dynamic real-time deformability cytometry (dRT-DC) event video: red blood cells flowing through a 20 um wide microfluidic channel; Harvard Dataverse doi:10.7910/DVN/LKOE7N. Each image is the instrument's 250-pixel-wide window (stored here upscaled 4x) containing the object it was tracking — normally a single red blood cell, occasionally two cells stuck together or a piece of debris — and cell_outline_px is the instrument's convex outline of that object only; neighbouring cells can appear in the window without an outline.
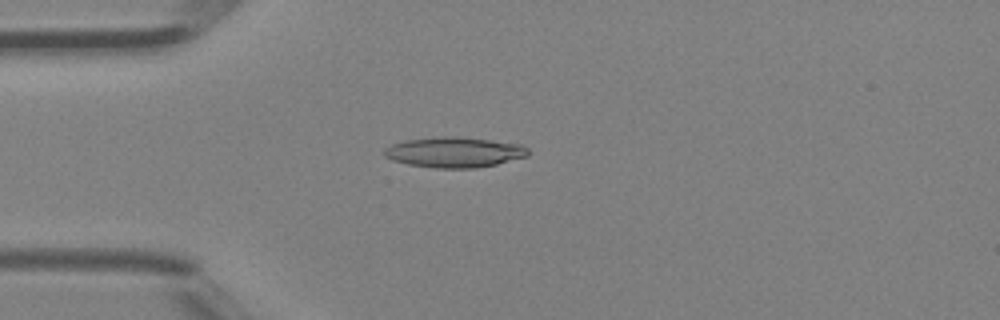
{"species": "Egyptian fruit bat (a non-hibernating species)", "species_latin": "Rousettus aegyptiacus", "temperature_condition": "room temperature", "stored_images_in_passage": 5, "camera_frame_rate_fps": 3000, "um_per_image_px": 0.085, "animal": {"sex": "female"}, "frame": {"image": 1, "passage_image": 5, "time_ms": 1.333, "image_size_px": [1000, 320], "cell_outline_px": [[528, 156], [496, 164], [476, 168], [436, 168], [408, 164], [392, 160], [384, 156], [384, 148], [392, 144], [404, 140], [444, 136], [452, 136], [488, 140], [520, 144], [528, 148]], "centroid_in_image_um": [38.59, 12.94], "position_along_channel_um": 46.4, "area_um2": 25.32}}